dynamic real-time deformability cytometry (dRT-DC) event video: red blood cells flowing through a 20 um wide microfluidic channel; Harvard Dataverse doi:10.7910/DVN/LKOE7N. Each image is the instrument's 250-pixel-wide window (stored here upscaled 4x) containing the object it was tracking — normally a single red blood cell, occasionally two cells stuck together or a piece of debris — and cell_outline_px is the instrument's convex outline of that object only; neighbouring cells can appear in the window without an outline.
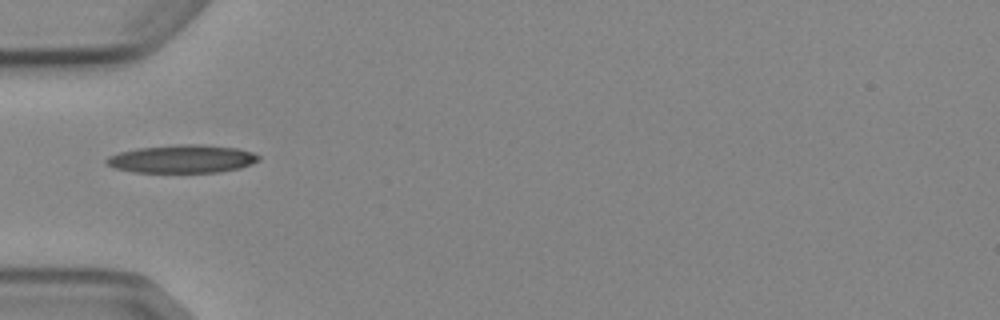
{"species": "Egyptian fruit bat (a non-hibernating species)", "species_latin": "Rousettus aegyptiacus", "temperature_condition": "cold", "stored_images_in_passage": 6, "camera_frame_rate_fps": 3000, "um_per_image_px": 0.085, "animal": {"sex": "female"}, "frame": {"image": 1, "passage_image": 2, "time_ms": 2.333, "image_size_px": [1000, 320], "cell_outline_px": [[260, 160], [252, 164], [240, 168], [220, 172], [132, 172], [116, 168], [108, 164], [104, 160], [108, 156], [120, 152], [136, 148], [176, 144], [200, 144], [236, 148], [252, 152], [260, 156]], "centroid_in_image_um": [15.5, 13.5], "position_along_channel_um": 69.5, "area_um2": 24.97}}
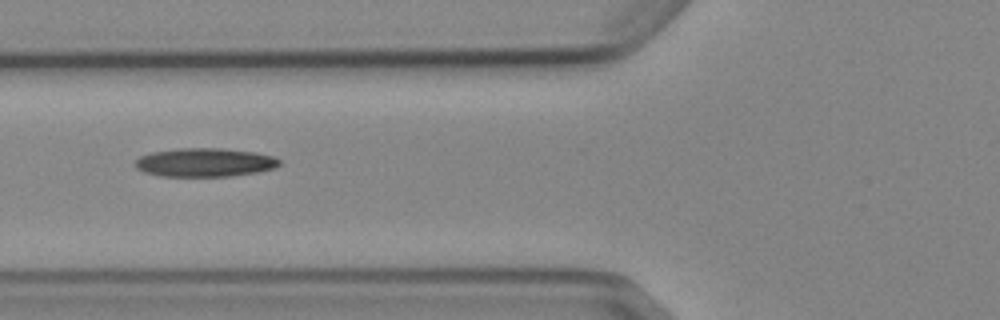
{"frame": {"image": 2, "passage_image": 3, "time_ms": 3.333, "image_size_px": [1000, 320], "cell_outline_px": [[280, 164], [276, 168], [256, 172], [232, 176], [160, 176], [144, 172], [136, 168], [136, 160], [140, 156], [152, 152], [180, 148], [220, 148], [256, 152], [272, 156], [280, 160]], "centroid_in_image_um": [17.42, 13.8], "position_along_channel_um": 108.4, "area_um2": 24.04}}